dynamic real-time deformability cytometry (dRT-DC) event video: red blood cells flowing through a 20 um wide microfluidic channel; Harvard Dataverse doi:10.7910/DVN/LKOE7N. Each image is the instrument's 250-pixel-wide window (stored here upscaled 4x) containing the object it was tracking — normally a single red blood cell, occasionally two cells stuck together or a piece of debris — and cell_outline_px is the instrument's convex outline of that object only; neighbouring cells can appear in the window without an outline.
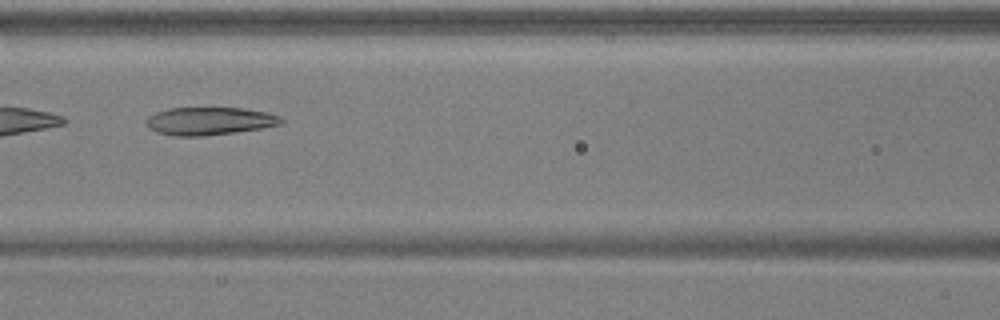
{"species": "common noctule bat (a hibernating species)", "species_latin": "Nyctalus noctula", "temperature_condition": "warm", "stored_images_in_passage": 10, "camera_frame_rate_fps": 3000, "um_per_image_px": 0.085, "animal": {"sex": "male", "body_mass_g": 17.9, "forearm_length_mm": 54.2}, "frame": {"image": 1, "passage_image": 7, "time_ms": 2.0, "image_size_px": [1000, 320], "cell_outline_px": [[284, 124], [260, 128], [204, 136], [172, 136], [156, 132], [148, 128], [144, 124], [144, 120], [148, 116], [156, 112], [168, 108], [244, 108], [268, 112], [280, 116], [284, 120]], "centroid_in_image_um": [17.77, 10.29], "position_along_channel_um": 148.8, "area_um2": 22.14}}
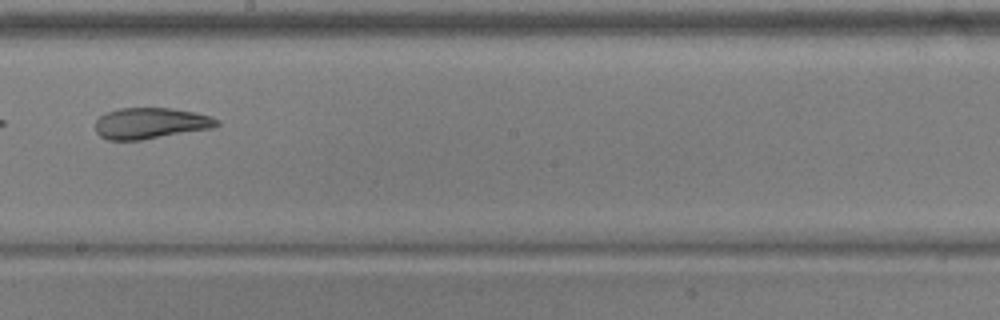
{"frame": {"image": 2, "passage_image": 9, "time_ms": 2.667, "image_size_px": [1000, 320], "cell_outline_px": [[220, 124], [212, 128], [140, 140], [108, 140], [100, 136], [96, 132], [96, 120], [100, 116], [108, 112], [120, 108], [172, 108], [192, 112], [208, 116], [220, 120]], "centroid_in_image_um": [12.78, 10.48], "position_along_channel_um": 235.4, "area_um2": 21.79}}